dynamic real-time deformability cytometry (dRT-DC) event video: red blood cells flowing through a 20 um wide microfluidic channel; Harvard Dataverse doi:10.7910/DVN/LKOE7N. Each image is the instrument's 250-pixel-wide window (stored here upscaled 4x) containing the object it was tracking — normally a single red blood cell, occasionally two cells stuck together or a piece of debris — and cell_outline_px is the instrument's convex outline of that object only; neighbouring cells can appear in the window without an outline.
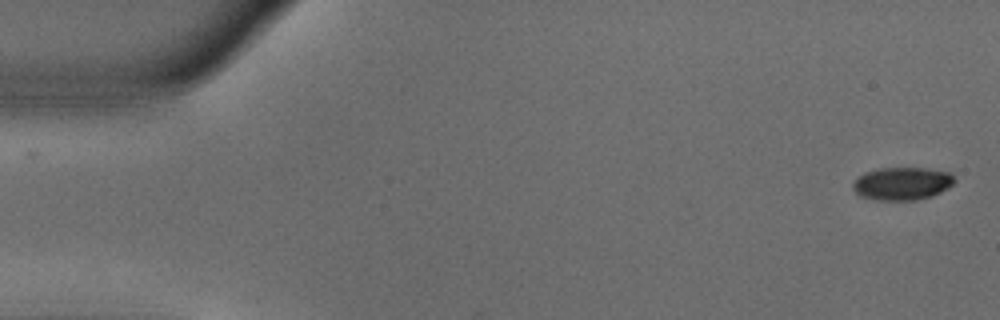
{"species": "common noctule bat (a hibernating species)", "species_latin": "Nyctalus noctula", "temperature_condition": "warm", "stored_images_in_passage": 54, "segment_of_instrument_passage": [1, 2], "camera_frame_rate_fps": 3000, "um_per_image_px": 0.085, "animal": {"sex": "male", "body_mass_g": 18.8}, "frame": {"image": 1, "passage_image": 1, "time_ms": 0.0, "image_size_px": [1000, 320], "cell_outline_px": [[956, 180], [948, 188], [932, 196], [916, 200], [876, 200], [860, 196], [852, 188], [852, 184], [856, 176], [864, 172], [880, 168], [924, 168], [948, 172]], "centroid_in_image_um": [76.63, 15.6], "position_along_channel_um": 8.4, "area_um2": 19.54}}
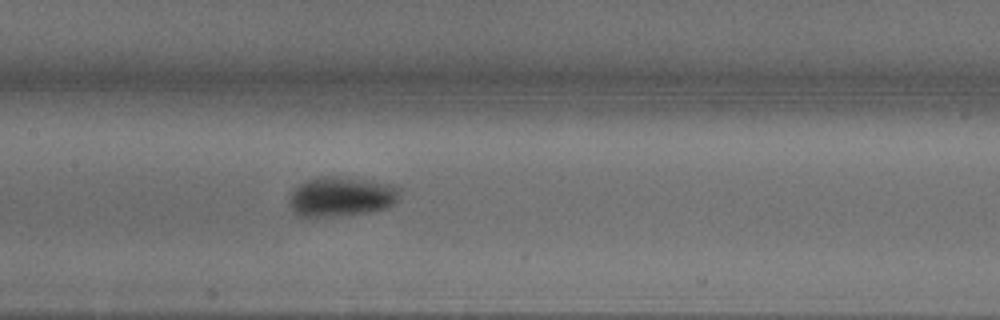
{"frame": {"image": 2, "passage_image": 25, "time_ms": 8.0, "image_size_px": [1000, 320], "cell_outline_px": [[404, 188], [396, 204], [388, 208], [372, 212], [324, 216], [300, 216], [292, 212], [288, 204], [288, 200], [292, 188], [316, 176], [348, 176], [396, 184]], "centroid_in_image_um": [29.08, 16.68], "position_along_channel_um": 178.3, "area_um2": 26.53}}
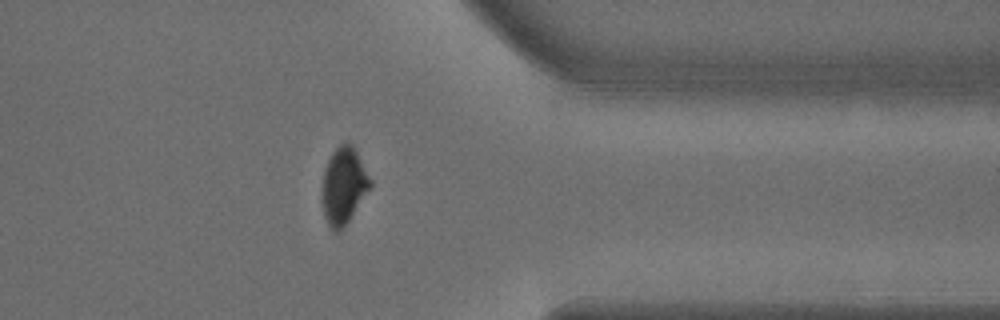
{"frame": {"image": 3, "passage_image": 42, "time_ms": 13.667, "image_size_px": [1000, 320], "cell_outline_px": [[372, 184], [340, 232], [332, 232], [324, 216], [324, 168], [332, 152], [344, 140], [352, 144], [356, 148], [372, 180]], "centroid_in_image_um": [29.24, 15.73], "position_along_channel_um": 382.2, "area_um2": 21.15}}